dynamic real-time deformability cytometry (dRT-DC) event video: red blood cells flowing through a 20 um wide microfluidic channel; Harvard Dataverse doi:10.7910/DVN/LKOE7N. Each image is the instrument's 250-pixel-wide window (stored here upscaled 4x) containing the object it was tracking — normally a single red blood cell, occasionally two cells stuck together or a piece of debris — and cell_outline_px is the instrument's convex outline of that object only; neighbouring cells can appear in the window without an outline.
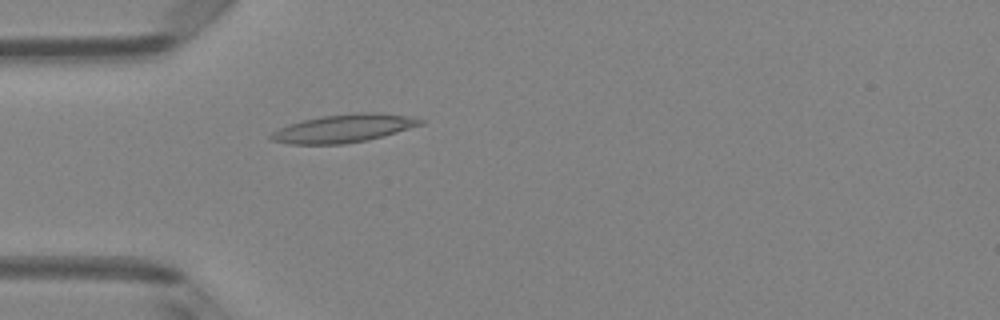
{"species": "Egyptian fruit bat (a non-hibernating species)", "species_latin": "Rousettus aegyptiacus", "temperature_condition": "room temperature", "stored_images_in_passage": 3, "camera_frame_rate_fps": 3000, "um_per_image_px": 0.085, "animal": {"sex": "female"}, "frame": {"image": 1, "passage_image": 3, "time_ms": 0.667, "image_size_px": [1000, 320], "cell_outline_px": [[424, 124], [384, 136], [368, 140], [344, 144], [292, 144], [272, 140], [268, 136], [272, 132], [288, 124], [320, 116], [356, 112], [376, 112], [404, 116], [424, 120]], "centroid_in_image_um": [29.21, 10.91], "position_along_channel_um": 55.8, "area_um2": 24.39}}